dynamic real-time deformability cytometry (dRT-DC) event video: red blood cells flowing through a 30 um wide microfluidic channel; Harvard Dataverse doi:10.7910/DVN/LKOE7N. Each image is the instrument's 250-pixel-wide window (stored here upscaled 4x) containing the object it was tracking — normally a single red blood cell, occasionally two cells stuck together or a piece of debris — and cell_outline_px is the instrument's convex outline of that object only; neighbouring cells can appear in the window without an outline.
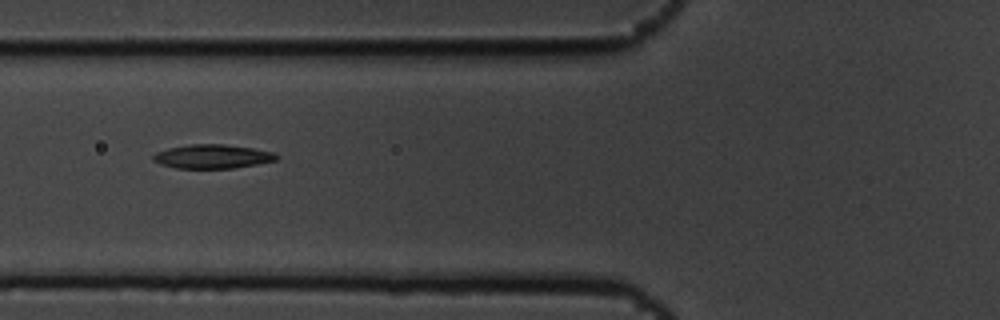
{"species": "common noctule bat (a hibernating species)", "species_latin": "Nyctalus noctula", "temperature_condition": "cold", "stored_images_in_passage": 6, "camera_frame_rate_fps": 3000, "um_per_image_px": 0.085, "animal": {"sex": "male", "body_mass_g": 19.5, "forearm_length_mm": 54.6}, "frame": {"image": 1, "passage_image": 4, "time_ms": 1.0, "image_size_px": [1000, 320], "cell_outline_px": [[280, 156], [276, 160], [256, 164], [232, 168], [176, 168], [160, 164], [152, 160], [152, 156], [156, 152], [168, 148], [188, 144], [224, 144], [252, 148], [276, 152]], "centroid_in_image_um": [18.05, 13.29], "position_along_channel_um": 107.7, "area_um2": 17.28}}
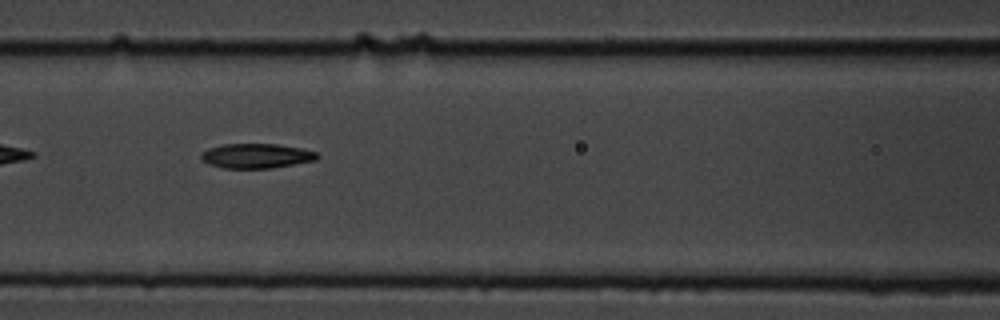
{"frame": {"image": 2, "passage_image": 5, "time_ms": 1.333, "image_size_px": [1000, 320], "cell_outline_px": [[320, 156], [316, 160], [272, 168], [224, 168], [208, 164], [200, 160], [200, 152], [208, 148], [224, 144], [276, 144], [300, 148], [316, 152]], "centroid_in_image_um": [21.74, 13.25], "position_along_channel_um": 144.9, "area_um2": 16.76}}
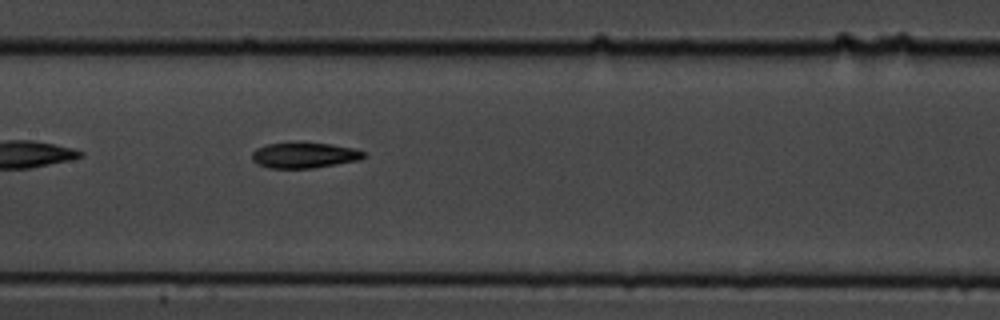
{"frame": {"image": 3, "passage_image": 6, "time_ms": 1.667, "image_size_px": [1000, 320], "cell_outline_px": [[368, 156], [360, 160], [312, 168], [268, 168], [256, 164], [252, 160], [252, 152], [256, 148], [268, 144], [296, 140], [332, 144], [352, 148], [364, 152]], "centroid_in_image_um": [25.84, 13.16], "position_along_channel_um": 181.6, "area_um2": 17.28}}